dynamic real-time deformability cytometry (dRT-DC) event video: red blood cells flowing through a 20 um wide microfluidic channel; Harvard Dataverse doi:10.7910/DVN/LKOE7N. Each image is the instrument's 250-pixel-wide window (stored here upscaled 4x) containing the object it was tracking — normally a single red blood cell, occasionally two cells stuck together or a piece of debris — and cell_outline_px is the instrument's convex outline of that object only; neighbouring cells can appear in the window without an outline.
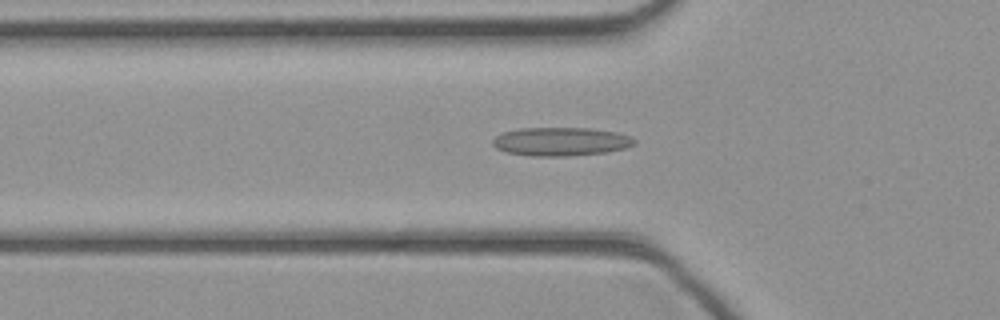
{"species": "common noctule bat (a hibernating species)", "species_latin": "Nyctalus noctula", "temperature_condition": "cold", "stored_images_in_passage": 44, "camera_frame_rate_fps": 3000, "um_per_image_px": 0.085, "animal": {"sex": "female", "body_mass_g": 21.9}, "frame": {"image": 1, "passage_image": 14, "time_ms": 4.333, "image_size_px": [1000, 320], "cell_outline_px": [[632, 144], [620, 148], [600, 152], [512, 152], [500, 148], [496, 144], [496, 140], [500, 136], [508, 132], [532, 128], [580, 128], [608, 132], [624, 136], [632, 140]], "centroid_in_image_um": [47.7, 11.95], "position_along_channel_um": 78.1, "area_um2": 19.77}}
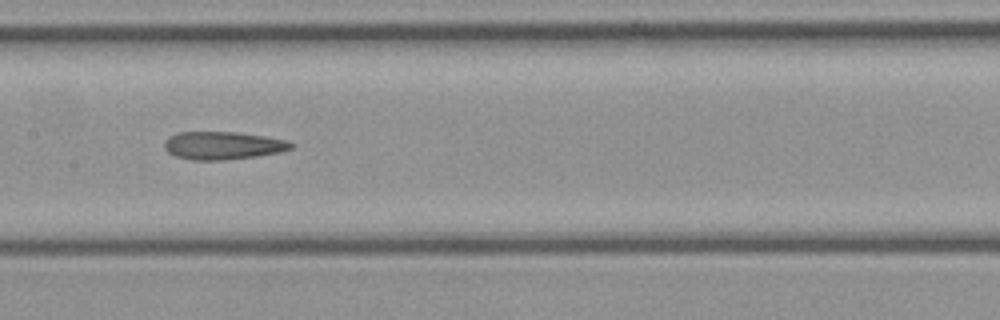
{"frame": {"image": 2, "passage_image": 21, "time_ms": 6.667, "image_size_px": [1000, 320], "cell_outline_px": [[292, 148], [276, 152], [252, 156], [208, 160], [204, 160], [180, 156], [172, 152], [164, 144], [172, 136], [180, 132], [228, 132], [260, 136], [280, 140], [292, 144]], "centroid_in_image_um": [18.93, 12.35], "position_along_channel_um": 188.5, "area_um2": 18.9}}
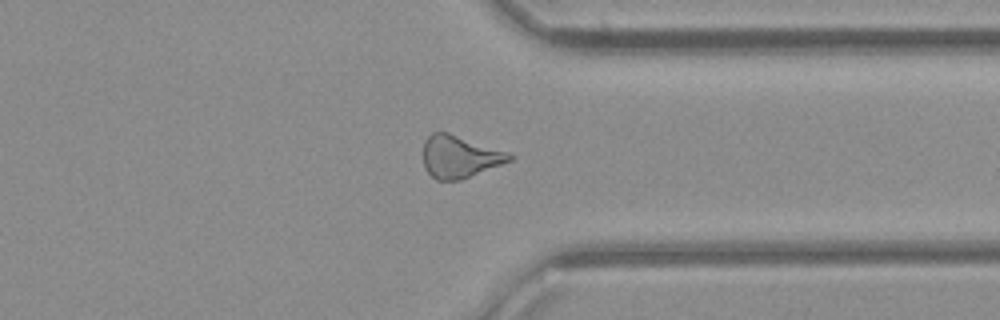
{"frame": {"image": 3, "passage_image": 33, "time_ms": 10.667, "image_size_px": [1000, 320], "cell_outline_px": [[512, 156], [508, 160], [468, 176], [456, 180], [440, 180], [432, 176], [428, 172], [424, 164], [424, 144], [428, 136], [436, 132], [444, 132]], "centroid_in_image_um": [38.91, 13.34], "position_along_channel_um": 372.5, "area_um2": 19.36}}